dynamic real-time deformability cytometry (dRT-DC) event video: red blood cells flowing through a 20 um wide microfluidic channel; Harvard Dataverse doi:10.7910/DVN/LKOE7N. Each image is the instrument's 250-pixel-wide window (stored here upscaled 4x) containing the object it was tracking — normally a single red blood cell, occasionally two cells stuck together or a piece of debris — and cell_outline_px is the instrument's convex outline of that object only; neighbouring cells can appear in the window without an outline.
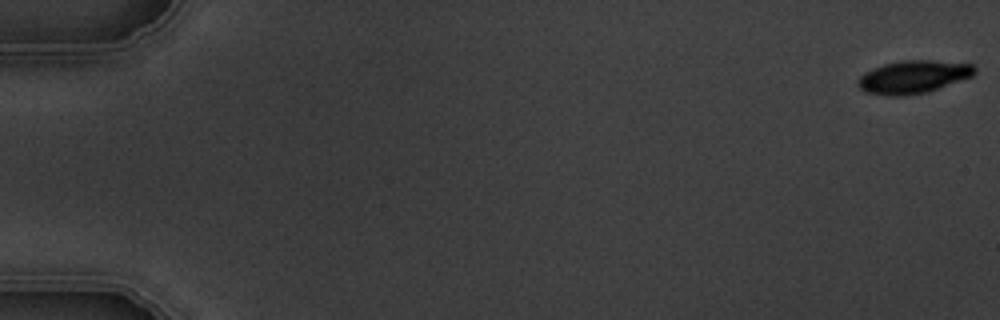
{"species": "common noctule bat (a hibernating species)", "species_latin": "Nyctalus noctula", "temperature_condition": "warm", "stored_images_in_passage": 6, "camera_frame_rate_fps": 3000, "um_per_image_px": 0.085, "animal": {"sex": "male", "body_mass_g": 19.5, "forearm_length_mm": 54.6}, "frame": {"image": 1, "passage_image": 1, "time_ms": 0.0, "image_size_px": [1000, 320], "cell_outline_px": [[976, 72], [972, 76], [928, 92], [904, 96], [888, 96], [864, 92], [856, 84], [856, 80], [864, 72], [872, 68], [884, 64], [904, 60], [932, 60], [972, 64], [976, 68]], "centroid_in_image_um": [77.59, 6.54], "position_along_channel_um": 7.4, "area_um2": 22.54}}
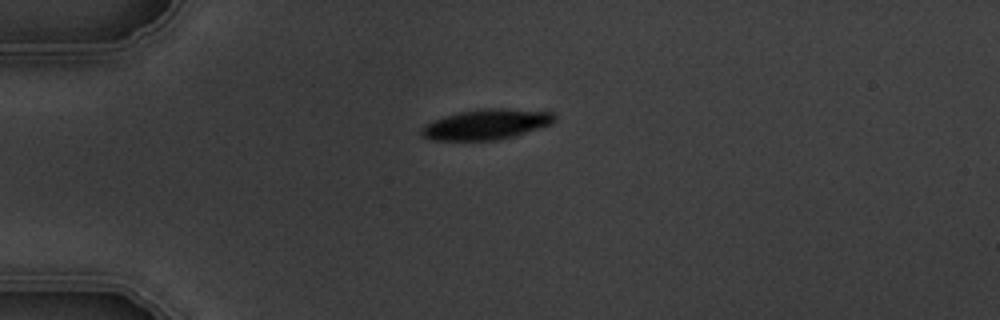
{"frame": {"image": 2, "passage_image": 5, "time_ms": 4.667, "image_size_px": [1000, 320], "cell_outline_px": [[556, 120], [552, 124], [516, 136], [496, 140], [432, 140], [424, 136], [420, 132], [420, 128], [424, 124], [432, 120], [444, 116], [460, 112], [480, 108], [500, 108], [556, 112]], "centroid_in_image_um": [41.36, 10.56], "position_along_channel_um": 43.6, "area_um2": 23.76}}